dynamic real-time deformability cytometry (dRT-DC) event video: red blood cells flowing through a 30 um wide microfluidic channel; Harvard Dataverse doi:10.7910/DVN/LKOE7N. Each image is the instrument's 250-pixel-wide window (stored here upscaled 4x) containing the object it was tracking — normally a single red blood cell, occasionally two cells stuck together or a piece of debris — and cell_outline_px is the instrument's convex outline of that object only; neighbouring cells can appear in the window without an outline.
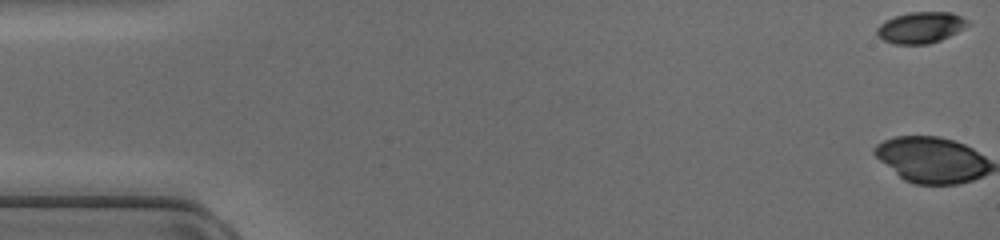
{"species": "common noctule bat (a hibernating species)", "species_latin": "Nyctalus noctula", "temperature_condition": "cold", "stored_images_in_passage": 48, "camera_frame_rate_fps": 3000, "um_per_image_px": 0.085, "animal": {"sex": "female", "body_mass_g": 17.0, "forearm_length_mm": 48.0}, "frame": {"image": 1, "passage_image": 1, "time_ms": 0.0, "image_size_px": [1000, 240], "cell_outline_px": [[972, 24], [940, 40], [928, 44], [892, 44], [884, 40], [876, 32], [876, 28], [880, 24], [896, 16], [908, 12], [952, 12], [968, 20]], "centroid_in_image_um": [78.28, 2.34], "position_along_channel_um": 6.7, "area_um2": 16.42}}